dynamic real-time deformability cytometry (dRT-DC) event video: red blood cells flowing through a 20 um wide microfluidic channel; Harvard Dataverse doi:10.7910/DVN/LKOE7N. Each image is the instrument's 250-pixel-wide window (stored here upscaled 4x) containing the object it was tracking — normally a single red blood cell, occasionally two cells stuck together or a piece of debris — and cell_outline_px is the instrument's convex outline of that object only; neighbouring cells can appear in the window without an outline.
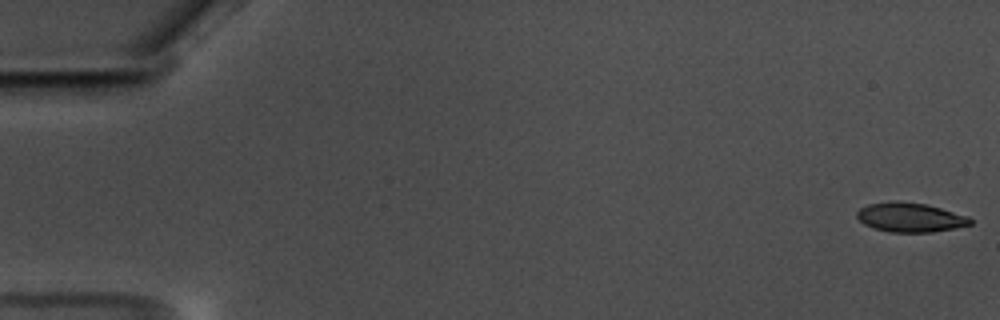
{"species": "common noctule bat (a hibernating species)", "species_latin": "Nyctalus noctula", "temperature_condition": "warm", "stored_images_in_passage": 59, "camera_frame_rate_fps": 3000, "um_per_image_px": 0.085, "animal": {"sex": "male", "body_mass_g": 17.5, "forearm_length_mm": 52.3}, "frame": {"image": 1, "passage_image": 1, "time_ms": 0.0, "image_size_px": [1000, 320], "cell_outline_px": [[972, 224], [932, 232], [888, 232], [872, 228], [864, 224], [856, 216], [856, 212], [860, 208], [868, 204], [892, 200], [896, 200], [928, 204], [968, 216], [972, 220]], "centroid_in_image_um": [77.33, 18.46], "position_along_channel_um": 7.7, "area_um2": 19.54}}
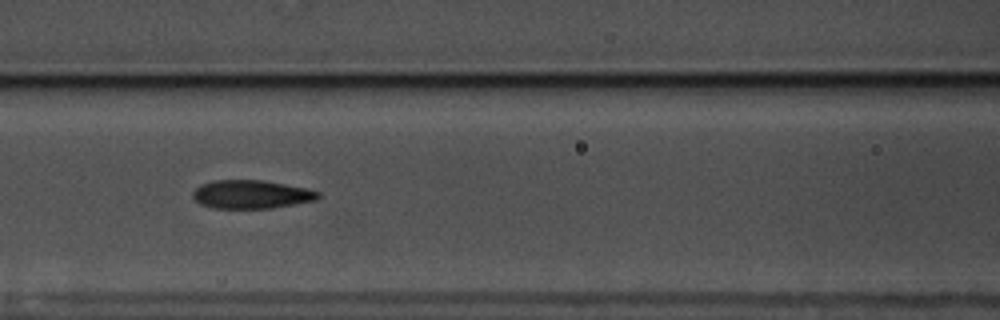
{"frame": {"image": 2, "passage_image": 26, "time_ms": 8.333, "image_size_px": [1000, 320], "cell_outline_px": [[320, 196], [316, 200], [272, 208], [212, 208], [200, 204], [192, 196], [192, 192], [200, 184], [212, 180], [260, 180], [284, 184], [304, 188], [320, 192]], "centroid_in_image_um": [21.32, 16.52], "position_along_channel_um": 145.3, "area_um2": 20.69}}
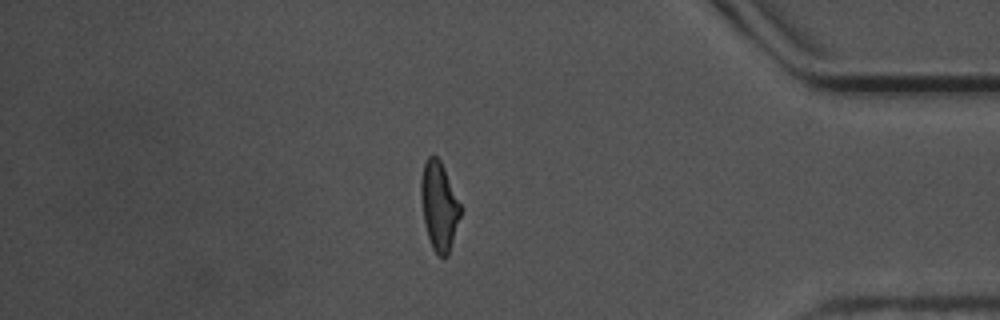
{"frame": {"image": 3, "passage_image": 50, "time_ms": 16.333, "image_size_px": [1000, 320], "cell_outline_px": [[460, 216], [448, 256], [440, 256], [432, 248], [428, 236], [424, 220], [420, 192], [420, 180], [424, 164], [428, 156], [436, 156], [440, 160], [444, 168], [460, 204]], "centroid_in_image_um": [37.31, 17.5], "position_along_channel_um": 397.9, "area_um2": 19.94}}